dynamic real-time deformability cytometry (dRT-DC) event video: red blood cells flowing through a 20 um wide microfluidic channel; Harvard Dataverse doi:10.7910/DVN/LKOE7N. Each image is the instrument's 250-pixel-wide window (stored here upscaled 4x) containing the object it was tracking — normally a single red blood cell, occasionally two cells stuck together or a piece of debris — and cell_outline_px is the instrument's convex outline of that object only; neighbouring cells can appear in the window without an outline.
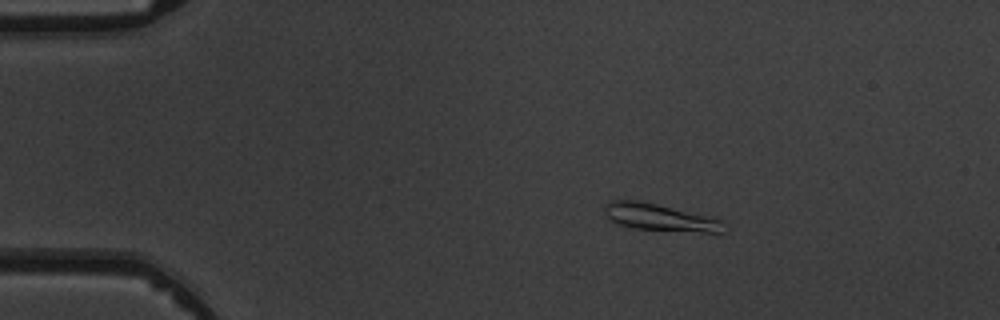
{"species": "common noctule bat (a hibernating species)", "species_latin": "Nyctalus noctula", "temperature_condition": "warm", "stored_images_in_passage": 4, "camera_frame_rate_fps": 3000, "um_per_image_px": 0.085, "animal": {"sex": "male", "body_mass_g": 19.5, "forearm_length_mm": 54.6}, "frame": {"image": 1, "passage_image": 2, "time_ms": 1.333, "image_size_px": [1000, 320], "cell_outline_px": [[724, 232], [700, 232], [636, 228], [620, 224], [612, 220], [604, 212], [604, 204], [608, 200], [636, 200], [656, 204], [724, 220]], "centroid_in_image_um": [56.08, 18.47], "position_along_channel_um": 28.9, "area_um2": 18.38}}